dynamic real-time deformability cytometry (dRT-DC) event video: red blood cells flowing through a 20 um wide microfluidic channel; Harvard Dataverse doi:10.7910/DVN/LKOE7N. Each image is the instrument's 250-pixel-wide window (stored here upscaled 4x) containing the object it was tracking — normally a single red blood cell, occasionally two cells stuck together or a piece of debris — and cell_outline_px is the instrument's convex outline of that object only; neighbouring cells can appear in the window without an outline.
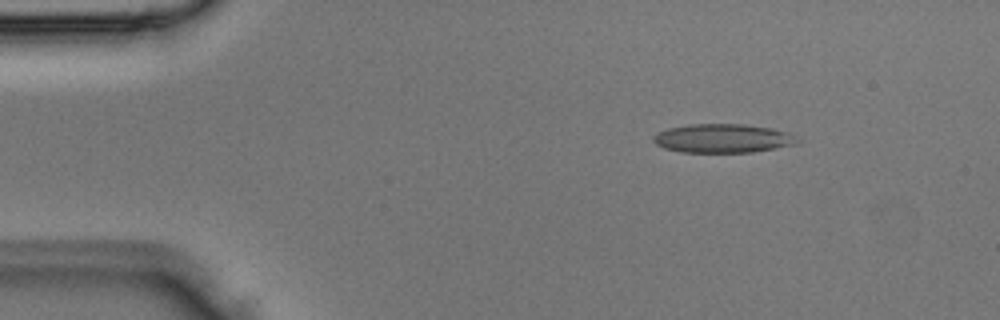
{"species": "Egyptian fruit bat (a non-hibernating species)", "species_latin": "Rousettus aegyptiacus", "temperature_condition": "room temperature", "stored_images_in_passage": 3, "camera_frame_rate_fps": 3000, "um_per_image_px": 0.085, "animal": {"sex": "male"}, "frame": {"image": 1, "passage_image": 1, "time_ms": 0.0, "image_size_px": [1000, 320], "cell_outline_px": [[800, 140], [796, 144], [752, 152], [680, 152], [664, 148], [656, 144], [652, 140], [652, 136], [668, 128], [688, 124], [744, 124], [772, 128], [788, 132], [796, 136]], "centroid_in_image_um": [61.44, 11.75], "position_along_channel_um": 23.6, "area_um2": 24.22}}
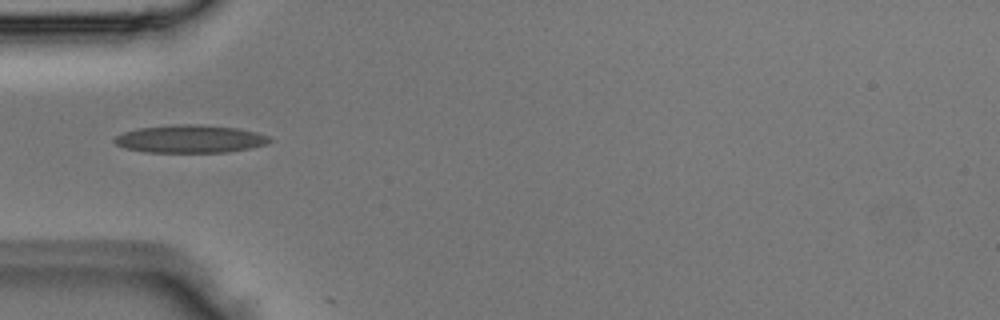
{"frame": {"image": 2, "passage_image": 3, "time_ms": 0.667, "image_size_px": [1000, 320], "cell_outline_px": [[272, 140], [268, 144], [228, 152], [144, 152], [124, 148], [116, 144], [112, 140], [116, 136], [124, 132], [140, 128], [172, 124], [200, 124], [236, 128], [256, 132], [268, 136]], "centroid_in_image_um": [16.14, 11.81], "position_along_channel_um": 68.9, "area_um2": 25.2}}